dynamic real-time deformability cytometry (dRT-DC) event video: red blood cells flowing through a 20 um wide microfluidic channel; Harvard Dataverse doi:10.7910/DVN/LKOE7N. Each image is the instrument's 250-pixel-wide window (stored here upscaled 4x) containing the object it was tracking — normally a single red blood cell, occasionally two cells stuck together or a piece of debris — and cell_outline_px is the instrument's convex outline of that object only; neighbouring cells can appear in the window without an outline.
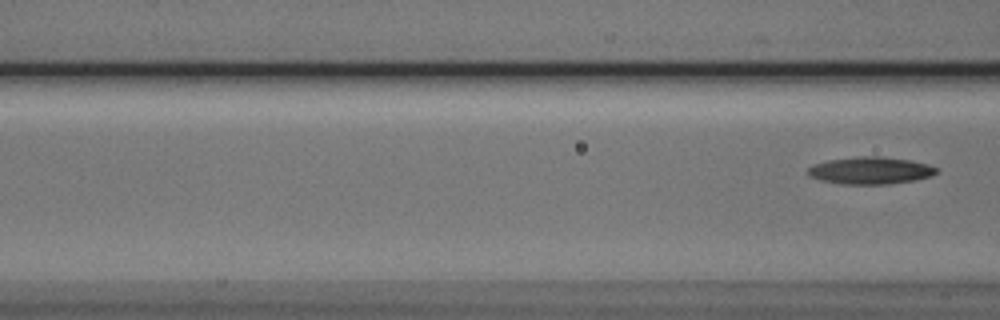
{"species": "Egyptian fruit bat (a non-hibernating species)", "species_latin": "Rousettus aegyptiacus", "temperature_condition": "cold", "stored_images_in_passage": 7, "segment_of_instrument_passage": [2, 2], "camera_frame_rate_fps": 3000, "um_per_image_px": 0.085, "animal": {"sex": "male"}, "frame": {"image": 1, "passage_image": 7, "time_ms": 7.667, "image_size_px": [1000, 320], "cell_outline_px": [[936, 172], [932, 176], [912, 180], [888, 184], [844, 184], [820, 180], [808, 176], [808, 168], [812, 164], [828, 160], [860, 156], [880, 156], [908, 160], [928, 164], [936, 168]], "centroid_in_image_um": [73.94, 14.49], "position_along_channel_um": 92.7, "area_um2": 20.23}}